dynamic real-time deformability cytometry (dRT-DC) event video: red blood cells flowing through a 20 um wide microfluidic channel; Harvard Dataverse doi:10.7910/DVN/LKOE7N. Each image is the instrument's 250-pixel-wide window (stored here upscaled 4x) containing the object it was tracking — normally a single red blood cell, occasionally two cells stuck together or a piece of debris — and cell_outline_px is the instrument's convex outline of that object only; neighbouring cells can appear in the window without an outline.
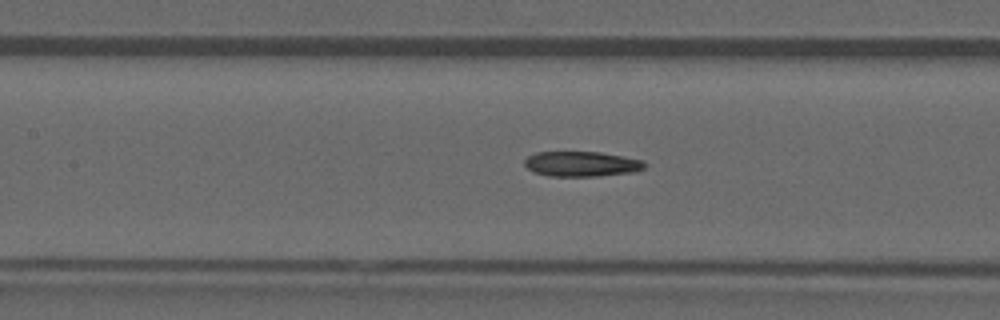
{"species": "common noctule bat (a hibernating species)", "species_latin": "Nyctalus noctula", "temperature_condition": "warm", "stored_images_in_passage": 31, "camera_frame_rate_fps": 3000, "um_per_image_px": 0.085, "animal": {"sex": "male", "forearm_length_mm": 52.5}, "frame": {"image": 1, "passage_image": 10, "time_ms": 3.0, "image_size_px": [1000, 320], "cell_outline_px": [[648, 164], [644, 168], [636, 172], [600, 176], [548, 176], [532, 172], [524, 164], [524, 160], [528, 156], [536, 152], [600, 152], [624, 156], [644, 160]], "centroid_in_image_um": [49.47, 13.94], "position_along_channel_um": 157.9, "area_um2": 17.86}}